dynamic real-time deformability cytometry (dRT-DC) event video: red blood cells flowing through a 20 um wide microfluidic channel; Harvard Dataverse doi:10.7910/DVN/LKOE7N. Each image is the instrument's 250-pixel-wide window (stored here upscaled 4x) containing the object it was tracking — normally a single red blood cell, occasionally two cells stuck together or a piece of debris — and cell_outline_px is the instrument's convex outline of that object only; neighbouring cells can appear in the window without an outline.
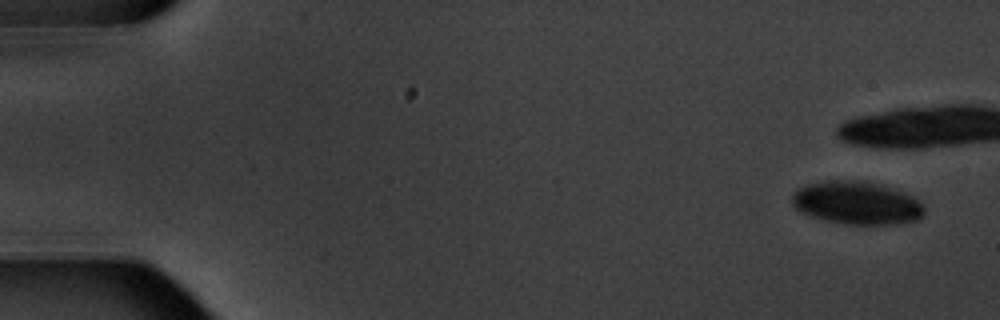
{"species": "common noctule bat (a hibernating species)", "species_latin": "Nyctalus noctula", "temperature_condition": "warm", "stored_images_in_passage": 7, "camera_frame_rate_fps": 3000, "um_per_image_px": 0.085, "animal": {"sex": "male", "body_mass_g": 20.1, "forearm_length_mm": 53.5}, "frame": {"image": 1, "passage_image": 1, "time_ms": 0.0, "image_size_px": [1000, 320], "cell_outline_px": [[924, 216], [916, 220], [900, 224], [848, 224], [824, 220], [812, 216], [796, 208], [792, 204], [792, 196], [800, 188], [808, 184], [872, 184], [892, 188], [912, 196], [924, 208]], "centroid_in_image_um": [72.89, 17.34], "position_along_channel_um": 12.1, "area_um2": 31.21}}
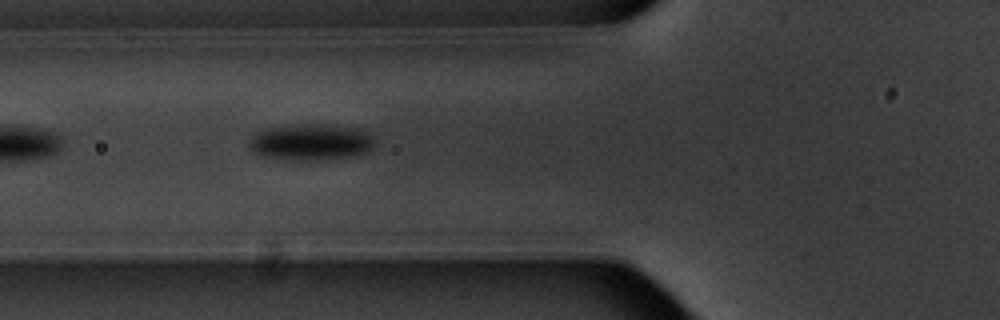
{"frame": {"image": 2, "passage_image": 7, "time_ms": 8.0, "image_size_px": [1000, 320], "cell_outline_px": [[372, 148], [368, 152], [352, 156], [264, 156], [256, 152], [248, 144], [248, 140], [256, 132], [268, 128], [292, 124], [304, 124], [348, 128], [364, 132], [372, 136]], "centroid_in_image_um": [26.37, 12.01], "position_along_channel_um": 99.4, "area_um2": 24.22}}